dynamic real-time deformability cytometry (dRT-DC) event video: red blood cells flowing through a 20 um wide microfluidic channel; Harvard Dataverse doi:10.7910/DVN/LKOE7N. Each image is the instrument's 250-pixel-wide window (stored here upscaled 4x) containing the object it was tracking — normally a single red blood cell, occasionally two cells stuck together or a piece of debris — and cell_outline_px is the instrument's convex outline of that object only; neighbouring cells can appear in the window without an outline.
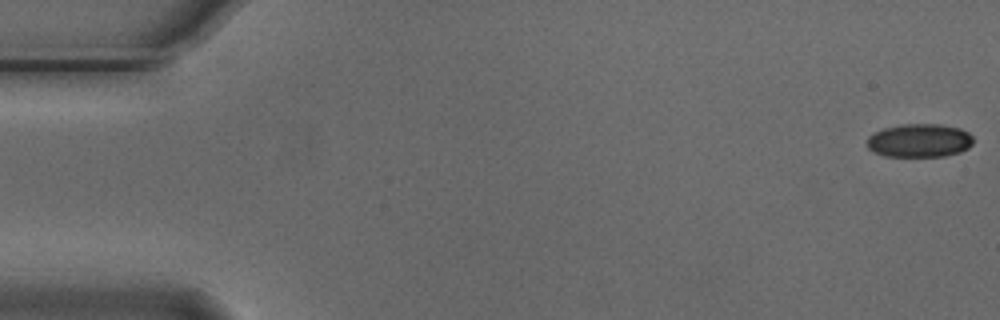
{"species": "Egyptian fruit bat (a non-hibernating species)", "species_latin": "Rousettus aegyptiacus", "temperature_condition": "cold", "stored_images_in_passage": 5, "camera_frame_rate_fps": 3000, "um_per_image_px": 0.085, "animal": {"sex": "male"}, "frame": {"image": 1, "passage_image": 1, "time_ms": 0.0, "image_size_px": [1000, 320], "cell_outline_px": [[972, 144], [968, 148], [960, 152], [944, 156], [884, 156], [872, 152], [868, 148], [868, 136], [884, 128], [900, 124], [940, 124], [960, 128], [968, 132], [972, 136]], "centroid_in_image_um": [78.15, 11.94], "position_along_channel_um": 6.8, "area_um2": 20.75}}